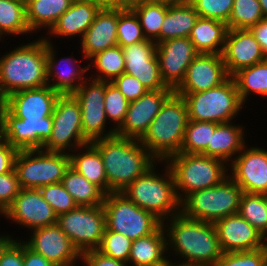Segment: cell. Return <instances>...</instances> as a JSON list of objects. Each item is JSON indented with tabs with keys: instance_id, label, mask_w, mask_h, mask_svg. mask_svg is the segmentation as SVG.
<instances>
[{
	"instance_id": "cell-1",
	"label": "cell",
	"mask_w": 267,
	"mask_h": 266,
	"mask_svg": "<svg viewBox=\"0 0 267 266\" xmlns=\"http://www.w3.org/2000/svg\"><path fill=\"white\" fill-rule=\"evenodd\" d=\"M59 95L48 85L10 94L0 116L4 139L18 151L43 149L52 134V114Z\"/></svg>"
},
{
	"instance_id": "cell-2",
	"label": "cell",
	"mask_w": 267,
	"mask_h": 266,
	"mask_svg": "<svg viewBox=\"0 0 267 266\" xmlns=\"http://www.w3.org/2000/svg\"><path fill=\"white\" fill-rule=\"evenodd\" d=\"M167 220L162 223L167 232V252L174 251L172 254L179 255L176 258H183V262L176 260L173 264L213 266L222 256L214 223L188 218L181 212Z\"/></svg>"
},
{
	"instance_id": "cell-3",
	"label": "cell",
	"mask_w": 267,
	"mask_h": 266,
	"mask_svg": "<svg viewBox=\"0 0 267 266\" xmlns=\"http://www.w3.org/2000/svg\"><path fill=\"white\" fill-rule=\"evenodd\" d=\"M100 153L108 183V194L122 192L158 162L140 140L114 135L90 142Z\"/></svg>"
},
{
	"instance_id": "cell-4",
	"label": "cell",
	"mask_w": 267,
	"mask_h": 266,
	"mask_svg": "<svg viewBox=\"0 0 267 266\" xmlns=\"http://www.w3.org/2000/svg\"><path fill=\"white\" fill-rule=\"evenodd\" d=\"M46 52L47 42L39 37L0 57V85L7 97L20 90L48 84Z\"/></svg>"
},
{
	"instance_id": "cell-5",
	"label": "cell",
	"mask_w": 267,
	"mask_h": 266,
	"mask_svg": "<svg viewBox=\"0 0 267 266\" xmlns=\"http://www.w3.org/2000/svg\"><path fill=\"white\" fill-rule=\"evenodd\" d=\"M188 121L184 98L173 92L161 106L140 142L159 164H163L170 156L180 153Z\"/></svg>"
},
{
	"instance_id": "cell-6",
	"label": "cell",
	"mask_w": 267,
	"mask_h": 266,
	"mask_svg": "<svg viewBox=\"0 0 267 266\" xmlns=\"http://www.w3.org/2000/svg\"><path fill=\"white\" fill-rule=\"evenodd\" d=\"M157 162L130 183L122 193L138 207L152 213L162 223L181 212L172 171L164 161L165 173L156 172ZM155 167V168H154Z\"/></svg>"
},
{
	"instance_id": "cell-7",
	"label": "cell",
	"mask_w": 267,
	"mask_h": 266,
	"mask_svg": "<svg viewBox=\"0 0 267 266\" xmlns=\"http://www.w3.org/2000/svg\"><path fill=\"white\" fill-rule=\"evenodd\" d=\"M165 162L174 176L180 202L189 194L220 184L229 176V165L224 160L203 154L178 153Z\"/></svg>"
},
{
	"instance_id": "cell-8",
	"label": "cell",
	"mask_w": 267,
	"mask_h": 266,
	"mask_svg": "<svg viewBox=\"0 0 267 266\" xmlns=\"http://www.w3.org/2000/svg\"><path fill=\"white\" fill-rule=\"evenodd\" d=\"M243 190L230 177L211 188L195 191L181 202V213L186 217L215 223L237 214Z\"/></svg>"
},
{
	"instance_id": "cell-9",
	"label": "cell",
	"mask_w": 267,
	"mask_h": 266,
	"mask_svg": "<svg viewBox=\"0 0 267 266\" xmlns=\"http://www.w3.org/2000/svg\"><path fill=\"white\" fill-rule=\"evenodd\" d=\"M178 95L184 98L188 108V119L193 121L217 124L232 122L244 107L231 76L215 88Z\"/></svg>"
},
{
	"instance_id": "cell-10",
	"label": "cell",
	"mask_w": 267,
	"mask_h": 266,
	"mask_svg": "<svg viewBox=\"0 0 267 266\" xmlns=\"http://www.w3.org/2000/svg\"><path fill=\"white\" fill-rule=\"evenodd\" d=\"M69 167L68 153L42 149L19 150L14 161V170L23 189H39L61 182Z\"/></svg>"
},
{
	"instance_id": "cell-11",
	"label": "cell",
	"mask_w": 267,
	"mask_h": 266,
	"mask_svg": "<svg viewBox=\"0 0 267 266\" xmlns=\"http://www.w3.org/2000/svg\"><path fill=\"white\" fill-rule=\"evenodd\" d=\"M102 206L106 215V228L132 241L152 234L162 224L152 213L138 207L122 192L105 195Z\"/></svg>"
},
{
	"instance_id": "cell-12",
	"label": "cell",
	"mask_w": 267,
	"mask_h": 266,
	"mask_svg": "<svg viewBox=\"0 0 267 266\" xmlns=\"http://www.w3.org/2000/svg\"><path fill=\"white\" fill-rule=\"evenodd\" d=\"M52 119V134L42 150L70 154L77 148L90 143L83 135L81 108L73 94L58 96Z\"/></svg>"
},
{
	"instance_id": "cell-13",
	"label": "cell",
	"mask_w": 267,
	"mask_h": 266,
	"mask_svg": "<svg viewBox=\"0 0 267 266\" xmlns=\"http://www.w3.org/2000/svg\"><path fill=\"white\" fill-rule=\"evenodd\" d=\"M56 224L81 254L99 247L106 228L105 210L102 205L77 206L58 215Z\"/></svg>"
},
{
	"instance_id": "cell-14",
	"label": "cell",
	"mask_w": 267,
	"mask_h": 266,
	"mask_svg": "<svg viewBox=\"0 0 267 266\" xmlns=\"http://www.w3.org/2000/svg\"><path fill=\"white\" fill-rule=\"evenodd\" d=\"M105 88L106 81L89 76V79L87 78L73 93L81 108L82 132L89 142L116 135V130L112 127L108 132L105 131Z\"/></svg>"
},
{
	"instance_id": "cell-15",
	"label": "cell",
	"mask_w": 267,
	"mask_h": 266,
	"mask_svg": "<svg viewBox=\"0 0 267 266\" xmlns=\"http://www.w3.org/2000/svg\"><path fill=\"white\" fill-rule=\"evenodd\" d=\"M30 234L27 241L22 239L29 249L55 266H77L81 254L57 224L33 229Z\"/></svg>"
},
{
	"instance_id": "cell-16",
	"label": "cell",
	"mask_w": 267,
	"mask_h": 266,
	"mask_svg": "<svg viewBox=\"0 0 267 266\" xmlns=\"http://www.w3.org/2000/svg\"><path fill=\"white\" fill-rule=\"evenodd\" d=\"M247 147L229 163V176L243 192L267 195V150Z\"/></svg>"
},
{
	"instance_id": "cell-17",
	"label": "cell",
	"mask_w": 267,
	"mask_h": 266,
	"mask_svg": "<svg viewBox=\"0 0 267 266\" xmlns=\"http://www.w3.org/2000/svg\"><path fill=\"white\" fill-rule=\"evenodd\" d=\"M198 54L189 37L157 43L156 56L165 84L175 90L184 80L188 66Z\"/></svg>"
},
{
	"instance_id": "cell-18",
	"label": "cell",
	"mask_w": 267,
	"mask_h": 266,
	"mask_svg": "<svg viewBox=\"0 0 267 266\" xmlns=\"http://www.w3.org/2000/svg\"><path fill=\"white\" fill-rule=\"evenodd\" d=\"M122 49L125 58L124 73L137 78L148 91L172 89L161 77L154 41H140Z\"/></svg>"
},
{
	"instance_id": "cell-19",
	"label": "cell",
	"mask_w": 267,
	"mask_h": 266,
	"mask_svg": "<svg viewBox=\"0 0 267 266\" xmlns=\"http://www.w3.org/2000/svg\"><path fill=\"white\" fill-rule=\"evenodd\" d=\"M30 231L57 223V215L43 199L39 189L21 188L11 205L2 214Z\"/></svg>"
},
{
	"instance_id": "cell-20",
	"label": "cell",
	"mask_w": 267,
	"mask_h": 266,
	"mask_svg": "<svg viewBox=\"0 0 267 266\" xmlns=\"http://www.w3.org/2000/svg\"><path fill=\"white\" fill-rule=\"evenodd\" d=\"M173 92V89L147 91L137 100L131 101L122 125L116 130V135L141 140L161 106Z\"/></svg>"
},
{
	"instance_id": "cell-21",
	"label": "cell",
	"mask_w": 267,
	"mask_h": 266,
	"mask_svg": "<svg viewBox=\"0 0 267 266\" xmlns=\"http://www.w3.org/2000/svg\"><path fill=\"white\" fill-rule=\"evenodd\" d=\"M229 77L221 54L199 53L174 92L188 94L206 91L221 85Z\"/></svg>"
},
{
	"instance_id": "cell-22",
	"label": "cell",
	"mask_w": 267,
	"mask_h": 266,
	"mask_svg": "<svg viewBox=\"0 0 267 266\" xmlns=\"http://www.w3.org/2000/svg\"><path fill=\"white\" fill-rule=\"evenodd\" d=\"M221 55L229 76L266 57L249 29H228Z\"/></svg>"
},
{
	"instance_id": "cell-23",
	"label": "cell",
	"mask_w": 267,
	"mask_h": 266,
	"mask_svg": "<svg viewBox=\"0 0 267 266\" xmlns=\"http://www.w3.org/2000/svg\"><path fill=\"white\" fill-rule=\"evenodd\" d=\"M214 225L223 253L264 247V236L239 213L219 219Z\"/></svg>"
},
{
	"instance_id": "cell-24",
	"label": "cell",
	"mask_w": 267,
	"mask_h": 266,
	"mask_svg": "<svg viewBox=\"0 0 267 266\" xmlns=\"http://www.w3.org/2000/svg\"><path fill=\"white\" fill-rule=\"evenodd\" d=\"M44 37L47 42L46 52V69H47V80L48 86L59 94H73L81 84L88 78L86 77V70H89V65L82 67L76 58L71 56L68 58H56L55 45L52 46L51 38ZM58 61V62H56ZM64 65V68L61 67ZM85 76V77H84ZM52 80V82H51ZM55 82H54V81ZM51 82V84H50Z\"/></svg>"
},
{
	"instance_id": "cell-25",
	"label": "cell",
	"mask_w": 267,
	"mask_h": 266,
	"mask_svg": "<svg viewBox=\"0 0 267 266\" xmlns=\"http://www.w3.org/2000/svg\"><path fill=\"white\" fill-rule=\"evenodd\" d=\"M118 8L101 7L90 27L80 39L84 60L117 44Z\"/></svg>"
},
{
	"instance_id": "cell-26",
	"label": "cell",
	"mask_w": 267,
	"mask_h": 266,
	"mask_svg": "<svg viewBox=\"0 0 267 266\" xmlns=\"http://www.w3.org/2000/svg\"><path fill=\"white\" fill-rule=\"evenodd\" d=\"M102 6L92 1L74 0L48 31L50 37H83Z\"/></svg>"
},
{
	"instance_id": "cell-27",
	"label": "cell",
	"mask_w": 267,
	"mask_h": 266,
	"mask_svg": "<svg viewBox=\"0 0 267 266\" xmlns=\"http://www.w3.org/2000/svg\"><path fill=\"white\" fill-rule=\"evenodd\" d=\"M167 236L161 224L152 234L132 241L128 264L132 266H166Z\"/></svg>"
},
{
	"instance_id": "cell-28",
	"label": "cell",
	"mask_w": 267,
	"mask_h": 266,
	"mask_svg": "<svg viewBox=\"0 0 267 266\" xmlns=\"http://www.w3.org/2000/svg\"><path fill=\"white\" fill-rule=\"evenodd\" d=\"M233 122L219 123L212 133L211 144H208L203 155L224 160L228 165L244 148V126ZM234 156V157H233Z\"/></svg>"
},
{
	"instance_id": "cell-29",
	"label": "cell",
	"mask_w": 267,
	"mask_h": 266,
	"mask_svg": "<svg viewBox=\"0 0 267 266\" xmlns=\"http://www.w3.org/2000/svg\"><path fill=\"white\" fill-rule=\"evenodd\" d=\"M227 31L225 22L198 17L189 39L199 53L222 54Z\"/></svg>"
},
{
	"instance_id": "cell-30",
	"label": "cell",
	"mask_w": 267,
	"mask_h": 266,
	"mask_svg": "<svg viewBox=\"0 0 267 266\" xmlns=\"http://www.w3.org/2000/svg\"><path fill=\"white\" fill-rule=\"evenodd\" d=\"M75 151H78L77 154ZM69 156L70 166L107 195L106 171L99 151L88 143L71 152Z\"/></svg>"
},
{
	"instance_id": "cell-31",
	"label": "cell",
	"mask_w": 267,
	"mask_h": 266,
	"mask_svg": "<svg viewBox=\"0 0 267 266\" xmlns=\"http://www.w3.org/2000/svg\"><path fill=\"white\" fill-rule=\"evenodd\" d=\"M198 17V13L188 0L168 3V10L160 28V42L189 37Z\"/></svg>"
},
{
	"instance_id": "cell-32",
	"label": "cell",
	"mask_w": 267,
	"mask_h": 266,
	"mask_svg": "<svg viewBox=\"0 0 267 266\" xmlns=\"http://www.w3.org/2000/svg\"><path fill=\"white\" fill-rule=\"evenodd\" d=\"M74 0H25L26 20L32 33L48 29L69 9Z\"/></svg>"
},
{
	"instance_id": "cell-33",
	"label": "cell",
	"mask_w": 267,
	"mask_h": 266,
	"mask_svg": "<svg viewBox=\"0 0 267 266\" xmlns=\"http://www.w3.org/2000/svg\"><path fill=\"white\" fill-rule=\"evenodd\" d=\"M231 77L244 105L249 95L267 97V57L262 62L240 69Z\"/></svg>"
},
{
	"instance_id": "cell-34",
	"label": "cell",
	"mask_w": 267,
	"mask_h": 266,
	"mask_svg": "<svg viewBox=\"0 0 267 266\" xmlns=\"http://www.w3.org/2000/svg\"><path fill=\"white\" fill-rule=\"evenodd\" d=\"M61 184L78 206L93 207L103 204L105 194L71 166L66 170Z\"/></svg>"
},
{
	"instance_id": "cell-35",
	"label": "cell",
	"mask_w": 267,
	"mask_h": 266,
	"mask_svg": "<svg viewBox=\"0 0 267 266\" xmlns=\"http://www.w3.org/2000/svg\"><path fill=\"white\" fill-rule=\"evenodd\" d=\"M29 33L32 32L26 20L25 0H0V37Z\"/></svg>"
},
{
	"instance_id": "cell-36",
	"label": "cell",
	"mask_w": 267,
	"mask_h": 266,
	"mask_svg": "<svg viewBox=\"0 0 267 266\" xmlns=\"http://www.w3.org/2000/svg\"><path fill=\"white\" fill-rule=\"evenodd\" d=\"M88 65L89 70L94 67V69H96L95 72H97L94 73L96 75L92 73L93 76L91 75V78L112 82L116 77L124 73L125 58L123 55V49L119 45L105 49L93 56L89 60Z\"/></svg>"
},
{
	"instance_id": "cell-37",
	"label": "cell",
	"mask_w": 267,
	"mask_h": 266,
	"mask_svg": "<svg viewBox=\"0 0 267 266\" xmlns=\"http://www.w3.org/2000/svg\"><path fill=\"white\" fill-rule=\"evenodd\" d=\"M138 16L147 40L160 43V28L168 10L166 2H144L132 9Z\"/></svg>"
},
{
	"instance_id": "cell-38",
	"label": "cell",
	"mask_w": 267,
	"mask_h": 266,
	"mask_svg": "<svg viewBox=\"0 0 267 266\" xmlns=\"http://www.w3.org/2000/svg\"><path fill=\"white\" fill-rule=\"evenodd\" d=\"M217 125L214 122L189 120L180 153L202 154L211 144L212 133Z\"/></svg>"
},
{
	"instance_id": "cell-39",
	"label": "cell",
	"mask_w": 267,
	"mask_h": 266,
	"mask_svg": "<svg viewBox=\"0 0 267 266\" xmlns=\"http://www.w3.org/2000/svg\"><path fill=\"white\" fill-rule=\"evenodd\" d=\"M238 213L264 237L267 235V195L243 192Z\"/></svg>"
},
{
	"instance_id": "cell-40",
	"label": "cell",
	"mask_w": 267,
	"mask_h": 266,
	"mask_svg": "<svg viewBox=\"0 0 267 266\" xmlns=\"http://www.w3.org/2000/svg\"><path fill=\"white\" fill-rule=\"evenodd\" d=\"M264 19L258 0H234L228 29H250Z\"/></svg>"
},
{
	"instance_id": "cell-41",
	"label": "cell",
	"mask_w": 267,
	"mask_h": 266,
	"mask_svg": "<svg viewBox=\"0 0 267 266\" xmlns=\"http://www.w3.org/2000/svg\"><path fill=\"white\" fill-rule=\"evenodd\" d=\"M146 40L135 12L132 9L118 8L117 44L124 47Z\"/></svg>"
},
{
	"instance_id": "cell-42",
	"label": "cell",
	"mask_w": 267,
	"mask_h": 266,
	"mask_svg": "<svg viewBox=\"0 0 267 266\" xmlns=\"http://www.w3.org/2000/svg\"><path fill=\"white\" fill-rule=\"evenodd\" d=\"M129 103L130 102L124 97L116 85L112 82L106 81L104 107L107 120L115 123L113 125L115 130L122 125Z\"/></svg>"
},
{
	"instance_id": "cell-43",
	"label": "cell",
	"mask_w": 267,
	"mask_h": 266,
	"mask_svg": "<svg viewBox=\"0 0 267 266\" xmlns=\"http://www.w3.org/2000/svg\"><path fill=\"white\" fill-rule=\"evenodd\" d=\"M132 240L121 233L105 228L97 250L116 260L128 263Z\"/></svg>"
},
{
	"instance_id": "cell-44",
	"label": "cell",
	"mask_w": 267,
	"mask_h": 266,
	"mask_svg": "<svg viewBox=\"0 0 267 266\" xmlns=\"http://www.w3.org/2000/svg\"><path fill=\"white\" fill-rule=\"evenodd\" d=\"M39 191L57 216L67 213L78 206L61 182L40 187Z\"/></svg>"
},
{
	"instance_id": "cell-45",
	"label": "cell",
	"mask_w": 267,
	"mask_h": 266,
	"mask_svg": "<svg viewBox=\"0 0 267 266\" xmlns=\"http://www.w3.org/2000/svg\"><path fill=\"white\" fill-rule=\"evenodd\" d=\"M199 17L228 23L234 0H188Z\"/></svg>"
},
{
	"instance_id": "cell-46",
	"label": "cell",
	"mask_w": 267,
	"mask_h": 266,
	"mask_svg": "<svg viewBox=\"0 0 267 266\" xmlns=\"http://www.w3.org/2000/svg\"><path fill=\"white\" fill-rule=\"evenodd\" d=\"M267 260V250L262 247L254 250L223 253L213 266H262Z\"/></svg>"
},
{
	"instance_id": "cell-47",
	"label": "cell",
	"mask_w": 267,
	"mask_h": 266,
	"mask_svg": "<svg viewBox=\"0 0 267 266\" xmlns=\"http://www.w3.org/2000/svg\"><path fill=\"white\" fill-rule=\"evenodd\" d=\"M20 189L14 169L11 172L0 174V215L11 205Z\"/></svg>"
},
{
	"instance_id": "cell-48",
	"label": "cell",
	"mask_w": 267,
	"mask_h": 266,
	"mask_svg": "<svg viewBox=\"0 0 267 266\" xmlns=\"http://www.w3.org/2000/svg\"><path fill=\"white\" fill-rule=\"evenodd\" d=\"M112 83L129 102L137 100L148 91L137 78L127 73H122Z\"/></svg>"
},
{
	"instance_id": "cell-49",
	"label": "cell",
	"mask_w": 267,
	"mask_h": 266,
	"mask_svg": "<svg viewBox=\"0 0 267 266\" xmlns=\"http://www.w3.org/2000/svg\"><path fill=\"white\" fill-rule=\"evenodd\" d=\"M0 266H24L23 242L12 239L0 253Z\"/></svg>"
},
{
	"instance_id": "cell-50",
	"label": "cell",
	"mask_w": 267,
	"mask_h": 266,
	"mask_svg": "<svg viewBox=\"0 0 267 266\" xmlns=\"http://www.w3.org/2000/svg\"><path fill=\"white\" fill-rule=\"evenodd\" d=\"M81 262L83 261L85 266H128V263L111 258L97 249L88 250L81 253ZM131 266V265H129Z\"/></svg>"
},
{
	"instance_id": "cell-51",
	"label": "cell",
	"mask_w": 267,
	"mask_h": 266,
	"mask_svg": "<svg viewBox=\"0 0 267 266\" xmlns=\"http://www.w3.org/2000/svg\"><path fill=\"white\" fill-rule=\"evenodd\" d=\"M18 150L6 140L0 145V174L11 172Z\"/></svg>"
},
{
	"instance_id": "cell-52",
	"label": "cell",
	"mask_w": 267,
	"mask_h": 266,
	"mask_svg": "<svg viewBox=\"0 0 267 266\" xmlns=\"http://www.w3.org/2000/svg\"><path fill=\"white\" fill-rule=\"evenodd\" d=\"M23 264L24 266H55L40 254L35 253L31 249H29L24 243H23Z\"/></svg>"
},
{
	"instance_id": "cell-53",
	"label": "cell",
	"mask_w": 267,
	"mask_h": 266,
	"mask_svg": "<svg viewBox=\"0 0 267 266\" xmlns=\"http://www.w3.org/2000/svg\"><path fill=\"white\" fill-rule=\"evenodd\" d=\"M259 42L263 53L267 57V17L259 21L255 26L249 29Z\"/></svg>"
},
{
	"instance_id": "cell-54",
	"label": "cell",
	"mask_w": 267,
	"mask_h": 266,
	"mask_svg": "<svg viewBox=\"0 0 267 266\" xmlns=\"http://www.w3.org/2000/svg\"><path fill=\"white\" fill-rule=\"evenodd\" d=\"M149 0H110V7L119 9H133L135 6L141 5Z\"/></svg>"
},
{
	"instance_id": "cell-55",
	"label": "cell",
	"mask_w": 267,
	"mask_h": 266,
	"mask_svg": "<svg viewBox=\"0 0 267 266\" xmlns=\"http://www.w3.org/2000/svg\"><path fill=\"white\" fill-rule=\"evenodd\" d=\"M6 108H7V96L5 95L3 90L1 89V85H0V116H1V113Z\"/></svg>"
},
{
	"instance_id": "cell-56",
	"label": "cell",
	"mask_w": 267,
	"mask_h": 266,
	"mask_svg": "<svg viewBox=\"0 0 267 266\" xmlns=\"http://www.w3.org/2000/svg\"><path fill=\"white\" fill-rule=\"evenodd\" d=\"M7 235V236H6ZM0 235V253L4 249V247L13 239L14 236L10 237L9 234Z\"/></svg>"
},
{
	"instance_id": "cell-57",
	"label": "cell",
	"mask_w": 267,
	"mask_h": 266,
	"mask_svg": "<svg viewBox=\"0 0 267 266\" xmlns=\"http://www.w3.org/2000/svg\"><path fill=\"white\" fill-rule=\"evenodd\" d=\"M80 1H92L99 4L102 7L110 6V0H80Z\"/></svg>"
},
{
	"instance_id": "cell-58",
	"label": "cell",
	"mask_w": 267,
	"mask_h": 266,
	"mask_svg": "<svg viewBox=\"0 0 267 266\" xmlns=\"http://www.w3.org/2000/svg\"><path fill=\"white\" fill-rule=\"evenodd\" d=\"M263 12L264 18L267 17V0H258Z\"/></svg>"
},
{
	"instance_id": "cell-59",
	"label": "cell",
	"mask_w": 267,
	"mask_h": 266,
	"mask_svg": "<svg viewBox=\"0 0 267 266\" xmlns=\"http://www.w3.org/2000/svg\"><path fill=\"white\" fill-rule=\"evenodd\" d=\"M149 1L150 2H166V3L172 4V3L183 2V1H186V0H149Z\"/></svg>"
},
{
	"instance_id": "cell-60",
	"label": "cell",
	"mask_w": 267,
	"mask_h": 266,
	"mask_svg": "<svg viewBox=\"0 0 267 266\" xmlns=\"http://www.w3.org/2000/svg\"><path fill=\"white\" fill-rule=\"evenodd\" d=\"M5 141L2 123L0 122V145Z\"/></svg>"
},
{
	"instance_id": "cell-61",
	"label": "cell",
	"mask_w": 267,
	"mask_h": 266,
	"mask_svg": "<svg viewBox=\"0 0 267 266\" xmlns=\"http://www.w3.org/2000/svg\"><path fill=\"white\" fill-rule=\"evenodd\" d=\"M264 248L267 250V235L264 237Z\"/></svg>"
},
{
	"instance_id": "cell-62",
	"label": "cell",
	"mask_w": 267,
	"mask_h": 266,
	"mask_svg": "<svg viewBox=\"0 0 267 266\" xmlns=\"http://www.w3.org/2000/svg\"><path fill=\"white\" fill-rule=\"evenodd\" d=\"M166 266H179V265L173 264L172 260H169V263Z\"/></svg>"
},
{
	"instance_id": "cell-63",
	"label": "cell",
	"mask_w": 267,
	"mask_h": 266,
	"mask_svg": "<svg viewBox=\"0 0 267 266\" xmlns=\"http://www.w3.org/2000/svg\"><path fill=\"white\" fill-rule=\"evenodd\" d=\"M262 266H267V260L265 261V263Z\"/></svg>"
}]
</instances>
